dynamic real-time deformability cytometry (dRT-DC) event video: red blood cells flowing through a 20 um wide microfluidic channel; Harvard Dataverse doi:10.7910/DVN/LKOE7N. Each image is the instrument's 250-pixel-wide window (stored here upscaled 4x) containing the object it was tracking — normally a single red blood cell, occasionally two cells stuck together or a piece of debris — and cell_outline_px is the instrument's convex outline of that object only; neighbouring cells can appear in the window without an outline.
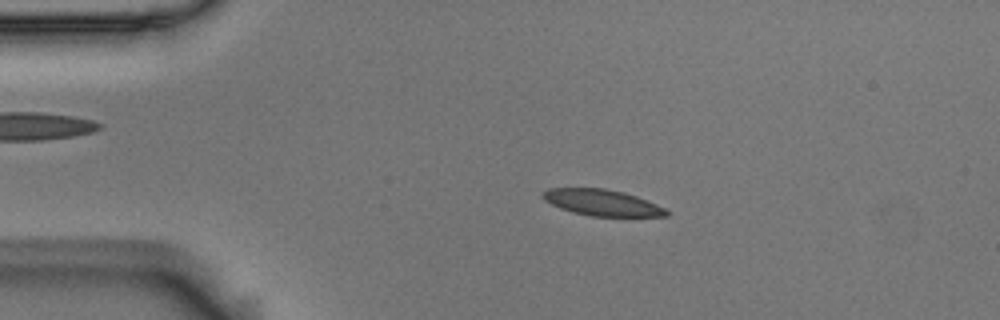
{"species": "Egyptian fruit bat (a non-hibernating species)", "species_latin": "Rousettus aegyptiacus", "temperature_condition": "room temperature", "stored_images_in_passage": 55, "camera_frame_rate_fps": 3000, "um_per_image_px": 0.085, "animal": {"sex": "male"}, "frame": {"image": 1, "passage_image": 11, "time_ms": 3.333, "image_size_px": [1000, 320], "cell_outline_px": [[672, 212], [668, 216], [592, 216], [572, 212], [560, 208], [544, 200], [540, 196], [540, 192], [548, 188], [604, 188], [624, 192], [636, 196], [656, 204]], "centroid_in_image_um": [51.15, 17.21], "position_along_channel_um": 33.9, "area_um2": 18.96}}
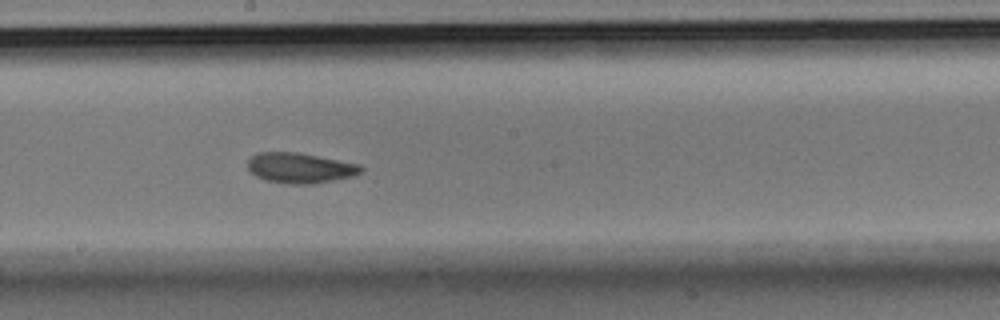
{"frame": {"image": 2, "passage_image": 30, "time_ms": 9.667, "image_size_px": [1000, 320], "cell_outline_px": [[364, 168], [360, 172], [352, 176], [316, 184], [288, 184], [264, 180], [256, 176], [248, 168], [248, 160], [256, 152], [296, 152], [360, 164]], "centroid_in_image_um": [25.49, 14.28], "position_along_channel_um": 222.7, "area_um2": 20.0}}
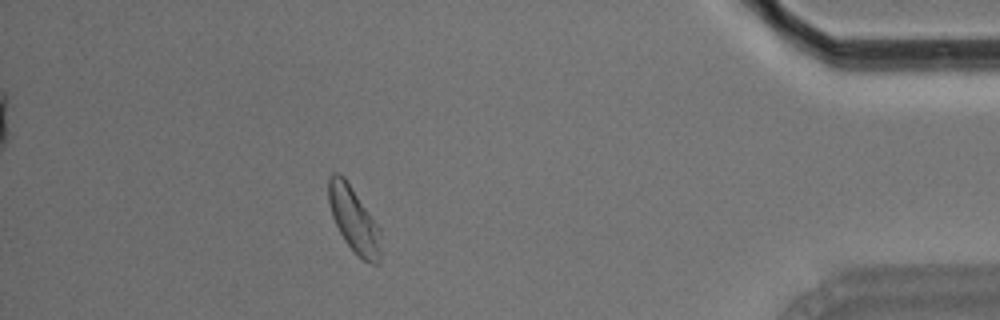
{"frame": {"image": 3, "passage_image": 49, "time_ms": 16.0, "image_size_px": [1000, 320], "cell_outline_px": [[380, 264], [372, 264], [364, 260], [344, 240], [332, 216], [328, 200], [328, 176], [332, 172], [336, 172], [344, 176], [380, 228]], "centroid_in_image_um": [30.07, 18.64], "position_along_channel_um": 405.1, "area_um2": 19.71}, "authors_computed_cell_mechanics": {"area_um2": 19.7676, "velocity_mm_per_s": 3.6249, "shape_relaxation_time_tau1_ms": 3.644, "shape_relaxation_time_tau2_ms": 3.0481, "deformation_change_tau1": 0.1247, "deformation_change_tau2": 0.0776}}